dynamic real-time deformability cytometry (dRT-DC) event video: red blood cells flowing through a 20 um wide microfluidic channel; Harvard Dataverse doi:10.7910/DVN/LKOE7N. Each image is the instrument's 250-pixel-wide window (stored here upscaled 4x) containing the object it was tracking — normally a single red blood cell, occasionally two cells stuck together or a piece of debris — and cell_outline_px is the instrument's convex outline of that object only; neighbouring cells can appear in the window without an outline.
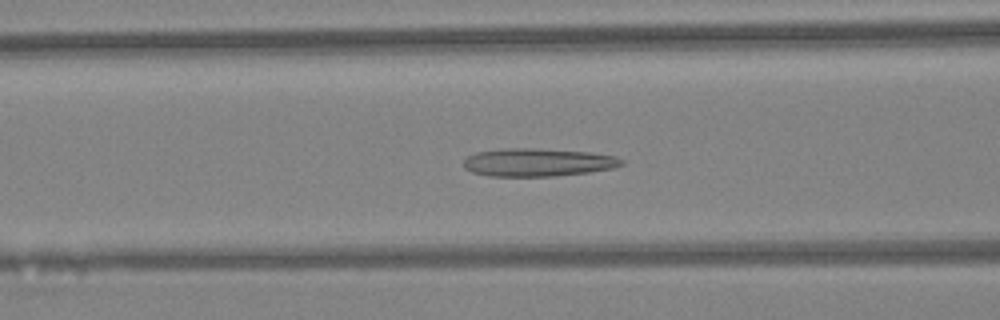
{"species": "Egyptian fruit bat (a non-hibernating species)", "species_latin": "Rousettus aegyptiacus", "temperature_condition": "warm", "stored_images_in_passage": 47, "camera_frame_rate_fps": 3000, "um_per_image_px": 0.085, "animal": {"sex": "female"}, "frame": {"image": 1, "passage_image": 19, "time_ms": 6.0, "image_size_px": [1000, 320], "cell_outline_px": [[624, 164], [612, 168], [588, 172], [556, 176], [488, 176], [472, 172], [464, 168], [464, 160], [468, 156], [476, 152], [504, 148], [536, 148], [592, 152], [616, 156], [624, 160]], "centroid_in_image_um": [45.72, 13.79], "position_along_channel_um": 120.9, "area_um2": 25.95}}
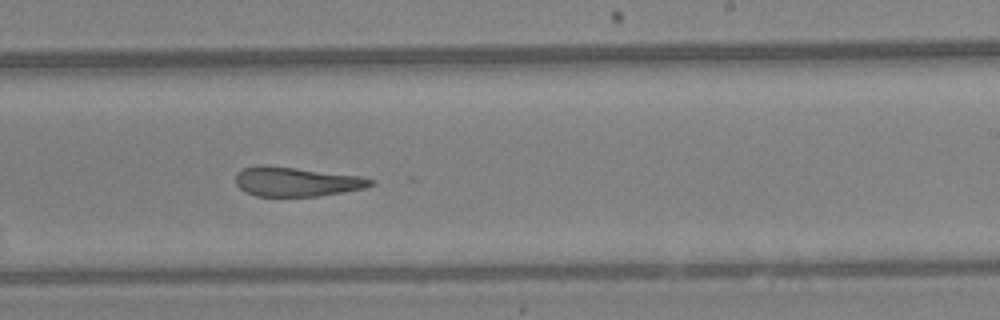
{"frame": {"image": 2, "passage_image": 29, "time_ms": 9.333, "image_size_px": [1000, 320], "cell_outline_px": [[376, 184], [364, 188], [316, 196], [256, 196], [244, 192], [236, 184], [236, 172], [244, 168], [260, 164], [296, 168], [360, 176], [376, 180]], "centroid_in_image_um": [25.17, 15.44], "position_along_channel_um": 263.8, "area_um2": 23.06}}
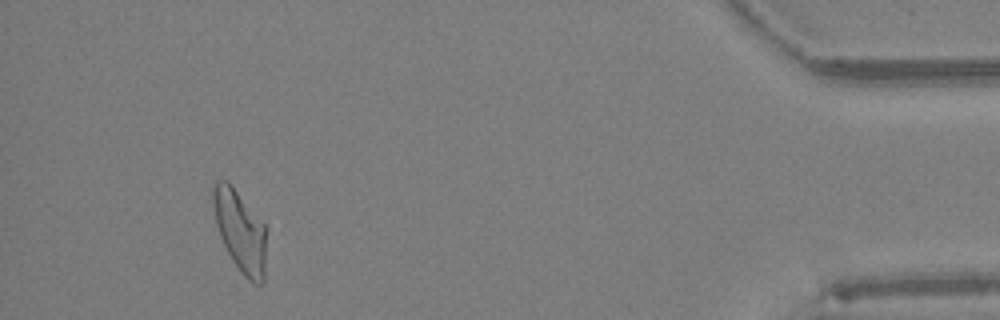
{"frame": {"image": 3, "passage_image": 44, "time_ms": 14.333, "image_size_px": [1000, 320], "cell_outline_px": [[264, 280], [260, 284], [256, 284], [248, 280], [240, 272], [232, 260], [220, 236], [216, 224], [212, 204], [212, 188], [216, 180], [228, 180], [264, 224]], "centroid_in_image_um": [20.37, 19.61], "position_along_channel_um": 414.8, "area_um2": 24.85}, "authors_computed_cell_mechanics": {"area_um2": 25.432, "velocity_mm_per_s": 4.3139, "shape_relaxation_time_tau1_ms": null, "shape_relaxation_time_tau2_ms": 2.9459, "deformation_change_tau1": null, "deformation_change_tau2": 0.1274}}